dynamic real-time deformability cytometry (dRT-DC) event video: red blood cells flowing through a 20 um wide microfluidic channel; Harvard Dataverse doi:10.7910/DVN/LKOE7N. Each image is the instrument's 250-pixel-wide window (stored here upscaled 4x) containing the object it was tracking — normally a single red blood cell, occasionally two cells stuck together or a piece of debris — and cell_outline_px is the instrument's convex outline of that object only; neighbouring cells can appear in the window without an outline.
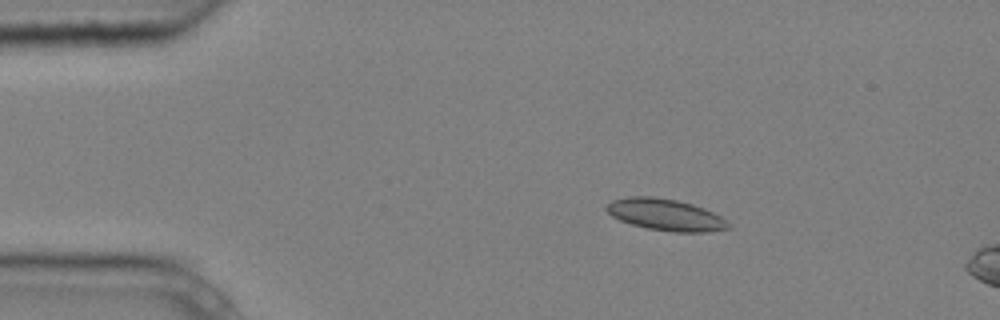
{"species": "common noctule bat (a hibernating species)", "species_latin": "Nyctalus noctula", "temperature_condition": "cold", "stored_images_in_passage": 4, "camera_frame_rate_fps": 3000, "um_per_image_px": 0.085, "animal": {"sex": "male", "body_mass_g": 20.4}, "frame": {"image": 1, "passage_image": 2, "time_ms": 0.333, "image_size_px": [1000, 320], "cell_outline_px": [[732, 228], [708, 232], [672, 232], [648, 228], [632, 224], [620, 220], [612, 216], [604, 208], [612, 200], [628, 196], [652, 196], [676, 200], [692, 204], [704, 208], [728, 220], [732, 224]], "centroid_in_image_um": [56.61, 18.25], "position_along_channel_um": 28.4, "area_um2": 22.6}}